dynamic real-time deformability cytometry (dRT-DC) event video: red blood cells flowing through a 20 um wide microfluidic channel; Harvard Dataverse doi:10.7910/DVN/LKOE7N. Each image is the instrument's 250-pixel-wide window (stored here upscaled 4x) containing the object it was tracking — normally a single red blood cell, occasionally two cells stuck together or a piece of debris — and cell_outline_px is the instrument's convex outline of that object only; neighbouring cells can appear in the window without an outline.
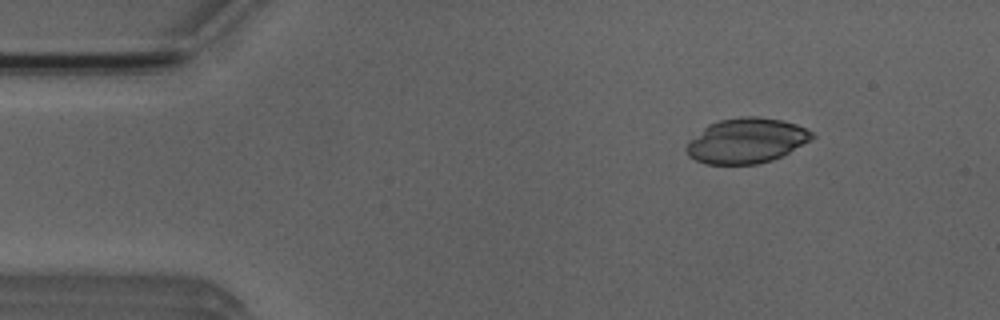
{"species": "Egyptian fruit bat (a non-hibernating species)", "species_latin": "Rousettus aegyptiacus", "temperature_condition": "room temperature", "stored_images_in_passage": 48, "camera_frame_rate_fps": 3000, "um_per_image_px": 0.085, "animal": {"sex": "male"}, "frame": {"image": 1, "passage_image": 3, "time_ms": 0.667, "image_size_px": [1000, 320], "cell_outline_px": [[816, 136], [788, 152], [772, 160], [756, 164], [708, 164], [696, 160], [688, 156], [684, 148], [688, 140], [708, 124], [720, 120], [740, 116], [756, 116], [780, 120], [796, 124], [812, 132]], "centroid_in_image_um": [63.38, 11.95], "position_along_channel_um": 21.6, "area_um2": 32.83}}
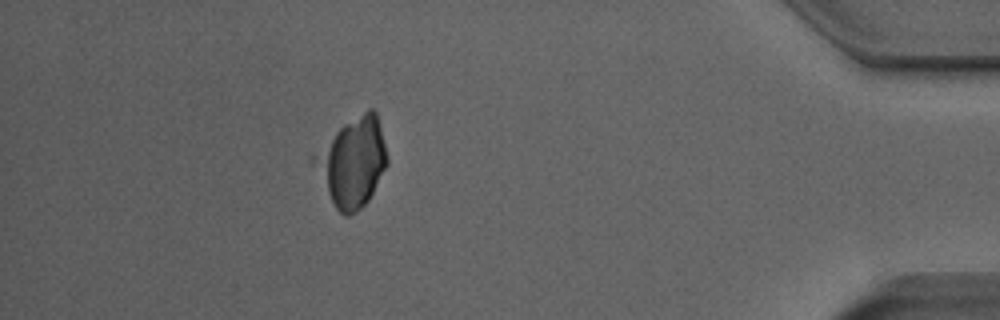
{"frame": {"image": 2, "passage_image": 42, "time_ms": 13.667, "image_size_px": [1000, 320], "cell_outline_px": [[388, 164], [368, 200], [356, 212], [348, 216], [344, 216], [336, 208], [328, 192], [320, 160], [320, 156], [336, 132], [344, 124], [368, 108], [372, 108], [376, 112], [388, 156]], "centroid_in_image_um": [30.15, 13.77], "position_along_channel_um": 405.1, "area_um2": 34.68}}